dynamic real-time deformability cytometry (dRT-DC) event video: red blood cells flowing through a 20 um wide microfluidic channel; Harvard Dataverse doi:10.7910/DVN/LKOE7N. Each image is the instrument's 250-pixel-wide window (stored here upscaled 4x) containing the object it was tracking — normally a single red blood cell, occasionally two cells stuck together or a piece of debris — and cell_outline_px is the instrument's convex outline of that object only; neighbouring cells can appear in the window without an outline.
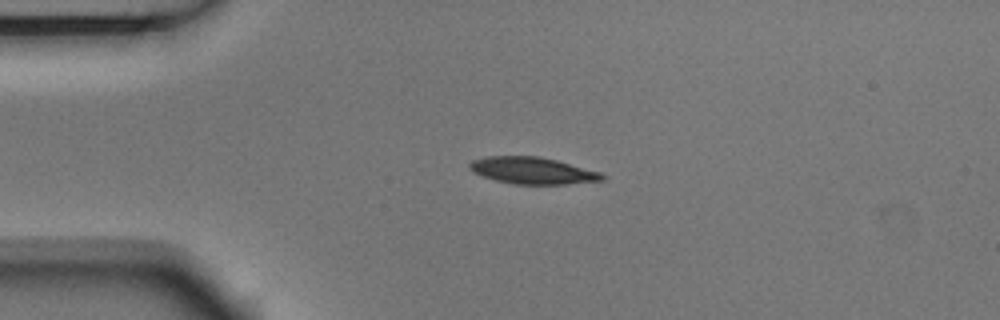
{"species": "Egyptian fruit bat (a non-hibernating species)", "species_latin": "Rousettus aegyptiacus", "temperature_condition": "room temperature", "stored_images_in_passage": 3, "camera_frame_rate_fps": 3000, "um_per_image_px": 0.085, "animal": {"sex": "male"}, "frame": {"image": 1, "passage_image": 2, "time_ms": 0.333, "image_size_px": [1000, 320], "cell_outline_px": [[604, 180], [564, 184], [516, 184], [496, 180], [480, 176], [472, 172], [468, 168], [468, 164], [472, 160], [488, 156], [540, 156], [556, 160], [600, 172], [604, 176]], "centroid_in_image_um": [45.2, 14.49], "position_along_channel_um": 39.8, "area_um2": 20.63}}